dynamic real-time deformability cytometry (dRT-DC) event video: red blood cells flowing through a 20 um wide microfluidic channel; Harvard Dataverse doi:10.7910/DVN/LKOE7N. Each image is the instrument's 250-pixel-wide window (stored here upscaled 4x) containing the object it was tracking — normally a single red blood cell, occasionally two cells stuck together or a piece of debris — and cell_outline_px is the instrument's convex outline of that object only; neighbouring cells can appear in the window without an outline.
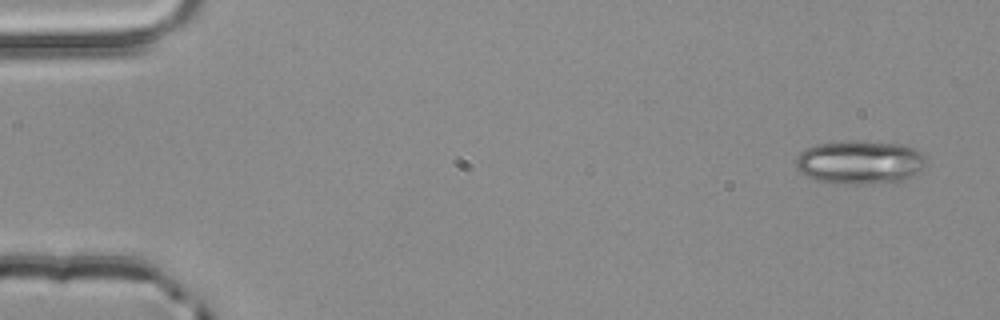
{"species": "common noctule bat (a hibernating species)", "species_latin": "Nyctalus noctula", "temperature_condition": "room temperature", "stored_images_in_passage": 2, "camera_frame_rate_fps": 3000, "um_per_image_px": 0.085, "animal": {"sex": "male", "body_mass_g": 20.4}, "frame": {"image": 1, "passage_image": 2, "time_ms": 0.333, "image_size_px": [1000, 320], "cell_outline_px": [[924, 164], [908, 180], [892, 184], [844, 184], [816, 180], [800, 172], [796, 168], [796, 156], [800, 152], [816, 144], [848, 140], [864, 140], [904, 144], [916, 148], [924, 156]], "centroid_in_image_um": [73.11, 13.79], "position_along_channel_um": 11.9, "area_um2": 33.76}}